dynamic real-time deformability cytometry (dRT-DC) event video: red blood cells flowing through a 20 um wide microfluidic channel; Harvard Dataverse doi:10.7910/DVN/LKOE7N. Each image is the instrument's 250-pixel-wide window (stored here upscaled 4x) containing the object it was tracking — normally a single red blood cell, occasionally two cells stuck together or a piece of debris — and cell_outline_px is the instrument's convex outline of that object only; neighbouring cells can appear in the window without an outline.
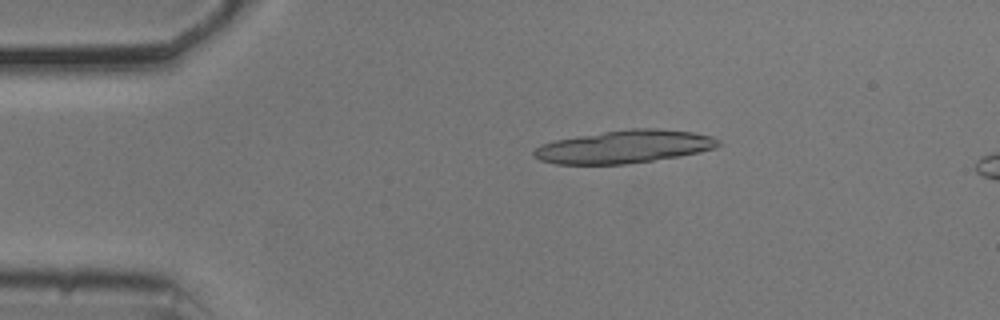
{"species": "common noctule bat (a hibernating species)", "species_latin": "Nyctalus noctula", "temperature_condition": "cold", "stored_images_in_passage": 21, "camera_frame_rate_fps": 3000, "um_per_image_px": 0.085, "animal": {"sex": "male", "body_mass_g": 20.5, "forearm_length_mm": 52.5}, "frame": {"image": 1, "passage_image": 10, "time_ms": 3.0, "image_size_px": [1000, 320], "cell_outline_px": [[720, 144], [716, 148], [700, 152], [680, 156], [628, 164], [556, 164], [540, 160], [532, 156], [532, 152], [540, 144], [556, 140], [604, 132], [632, 128], [656, 128], [692, 132], [712, 136], [720, 140]], "centroid_in_image_um": [53.09, 12.48], "position_along_channel_um": 31.9, "area_um2": 35.32}}